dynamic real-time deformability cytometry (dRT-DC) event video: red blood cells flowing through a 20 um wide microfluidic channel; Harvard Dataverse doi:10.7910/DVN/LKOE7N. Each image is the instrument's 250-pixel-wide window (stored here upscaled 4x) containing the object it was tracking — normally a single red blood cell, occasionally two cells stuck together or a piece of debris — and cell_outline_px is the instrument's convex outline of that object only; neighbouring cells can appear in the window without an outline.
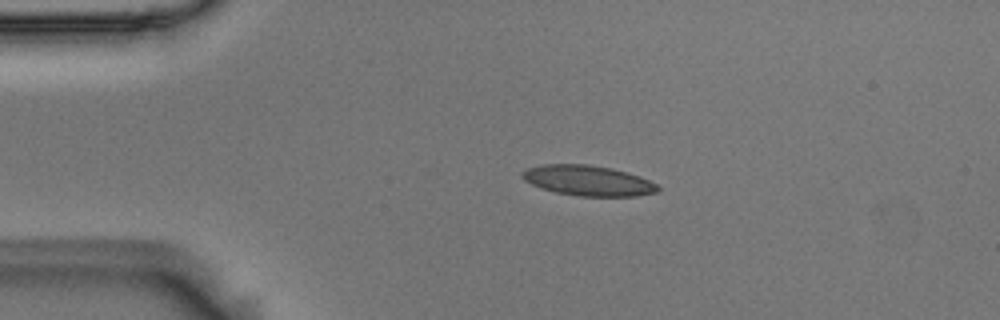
{"species": "Egyptian fruit bat (a non-hibernating species)", "species_latin": "Rousettus aegyptiacus", "temperature_condition": "room temperature", "stored_images_in_passage": 2, "camera_frame_rate_fps": 3000, "um_per_image_px": 0.085, "animal": {"sex": "male"}, "frame": {"image": 1, "passage_image": 2, "time_ms": 0.333, "image_size_px": [1000, 320], "cell_outline_px": [[660, 188], [656, 192], [636, 196], [580, 196], [556, 192], [532, 184], [524, 180], [520, 176], [520, 172], [524, 168], [544, 164], [588, 164], [612, 168], [628, 172], [640, 176], [656, 184]], "centroid_in_image_um": [49.95, 15.33], "position_along_channel_um": 35.0, "area_um2": 23.99}}